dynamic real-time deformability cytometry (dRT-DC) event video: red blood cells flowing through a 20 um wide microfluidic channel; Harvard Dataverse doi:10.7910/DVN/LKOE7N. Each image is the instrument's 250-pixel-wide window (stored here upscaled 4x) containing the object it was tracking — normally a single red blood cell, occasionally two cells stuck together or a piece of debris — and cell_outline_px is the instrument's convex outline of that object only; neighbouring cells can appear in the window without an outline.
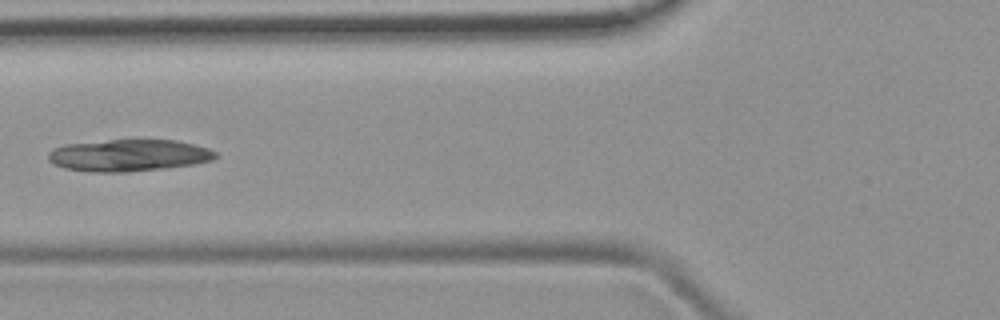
{"species": "common noctule bat (a hibernating species)", "species_latin": "Nyctalus noctula", "temperature_condition": "room temperature", "stored_images_in_passage": 7, "camera_frame_rate_fps": 3000, "um_per_image_px": 0.085, "animal": {"sex": "female", "body_mass_g": 19.9}, "frame": {"image": 1, "passage_image": 5, "time_ms": 5.667, "image_size_px": [1000, 320], "cell_outline_px": [[216, 156], [212, 160], [196, 164], [164, 168], [128, 172], [92, 172], [64, 168], [52, 164], [48, 160], [48, 152], [52, 148], [64, 144], [136, 136], [176, 140], [208, 148], [216, 152]], "centroid_in_image_um": [10.91, 13.15], "position_along_channel_um": 114.9, "area_um2": 32.43}}
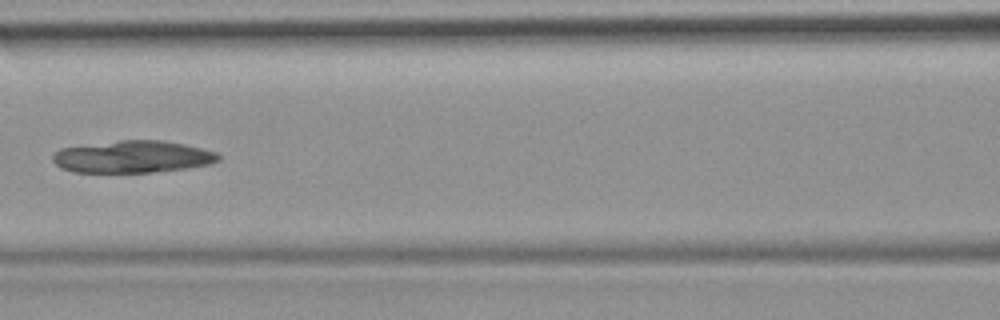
{"frame": {"image": 2, "passage_image": 6, "time_ms": 6.667, "image_size_px": [1000, 320], "cell_outline_px": [[220, 160], [212, 164], [184, 168], [152, 172], [72, 172], [60, 168], [52, 160], [52, 156], [60, 148], [120, 140], [160, 140], [184, 144], [216, 152], [220, 156]], "centroid_in_image_um": [11.26, 13.32], "position_along_channel_um": 155.3, "area_um2": 30.92}}
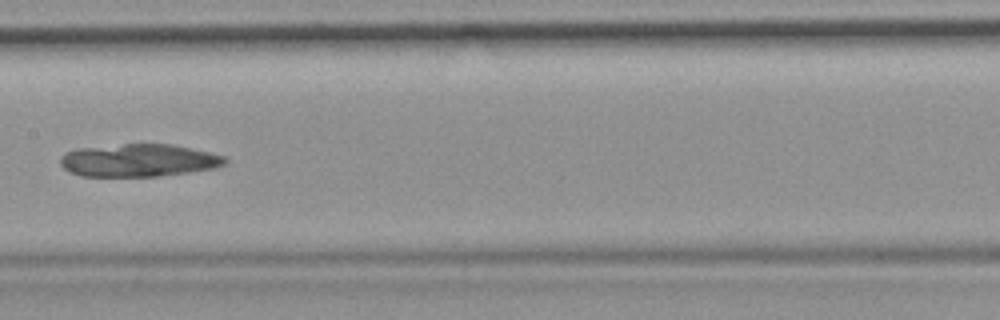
{"frame": {"image": 3, "passage_image": 7, "time_ms": 7.667, "image_size_px": [1000, 320], "cell_outline_px": [[228, 160], [224, 164], [216, 168], [188, 172], [156, 176], [80, 176], [68, 172], [60, 164], [60, 156], [64, 152], [76, 148], [124, 144], [172, 144], [192, 148], [224, 156]], "centroid_in_image_um": [11.74, 13.62], "position_along_channel_um": 195.7, "area_um2": 31.5}}